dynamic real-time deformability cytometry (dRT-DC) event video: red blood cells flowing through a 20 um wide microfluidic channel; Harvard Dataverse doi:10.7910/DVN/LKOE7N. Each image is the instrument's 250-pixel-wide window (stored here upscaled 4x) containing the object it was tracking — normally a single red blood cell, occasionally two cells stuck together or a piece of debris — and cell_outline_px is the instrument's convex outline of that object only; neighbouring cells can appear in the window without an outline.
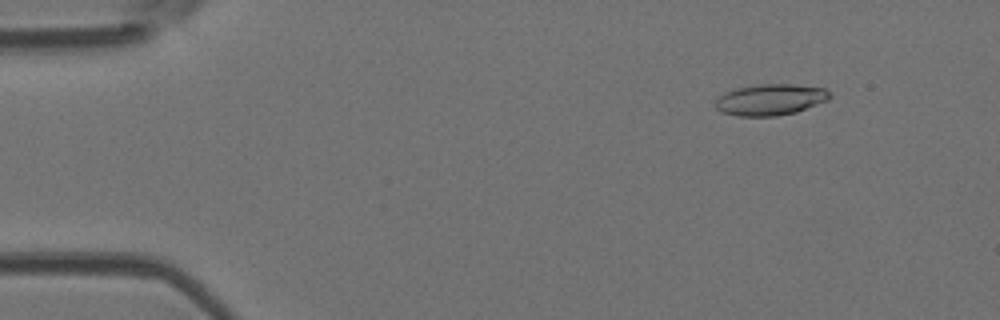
{"species": "Egyptian fruit bat (a non-hibernating species)", "species_latin": "Rousettus aegyptiacus", "temperature_condition": "room temperature", "stored_images_in_passage": 6, "camera_frame_rate_fps": 3000, "um_per_image_px": 0.085, "animal": {"sex": "female"}, "frame": {"image": 1, "passage_image": 2, "time_ms": 0.333, "image_size_px": [1000, 320], "cell_outline_px": [[832, 96], [828, 100], [796, 112], [776, 116], [740, 116], [720, 112], [716, 108], [716, 100], [724, 92], [736, 88], [760, 84], [792, 84], [824, 88], [832, 92]], "centroid_in_image_um": [65.5, 8.47], "position_along_channel_um": 19.5, "area_um2": 20.87}}
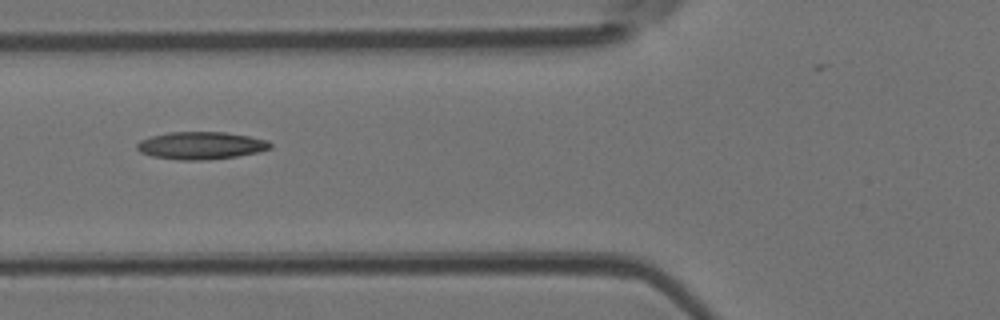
{"frame": {"image": 2, "passage_image": 5, "time_ms": 1.333, "image_size_px": [1000, 320], "cell_outline_px": [[272, 148], [256, 152], [236, 156], [208, 160], [180, 160], [152, 156], [140, 152], [136, 148], [136, 144], [140, 140], [152, 136], [168, 132], [224, 132], [248, 136], [268, 140], [272, 144]], "centroid_in_image_um": [17.07, 12.37], "position_along_channel_um": 108.7, "area_um2": 21.33}}
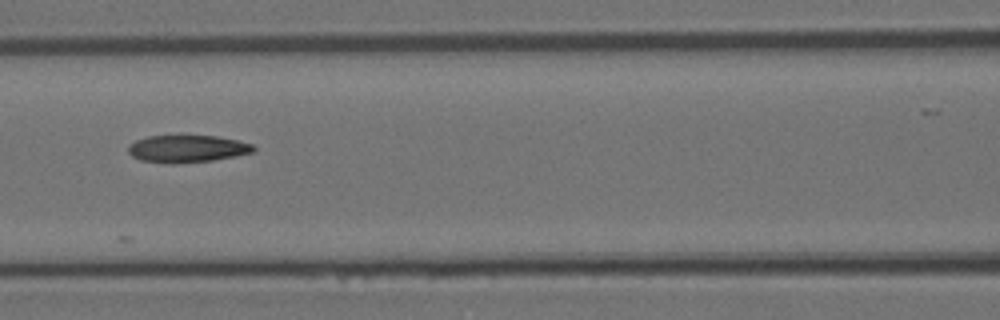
{"frame": {"image": 3, "passage_image": 6, "time_ms": 1.667, "image_size_px": [1000, 320], "cell_outline_px": [[256, 148], [252, 152], [212, 160], [176, 164], [172, 164], [140, 160], [132, 156], [128, 152], [128, 144], [136, 140], [148, 136], [216, 136], [236, 140], [252, 144]], "centroid_in_image_um": [15.85, 12.65], "position_along_channel_um": 150.7, "area_um2": 19.77}}